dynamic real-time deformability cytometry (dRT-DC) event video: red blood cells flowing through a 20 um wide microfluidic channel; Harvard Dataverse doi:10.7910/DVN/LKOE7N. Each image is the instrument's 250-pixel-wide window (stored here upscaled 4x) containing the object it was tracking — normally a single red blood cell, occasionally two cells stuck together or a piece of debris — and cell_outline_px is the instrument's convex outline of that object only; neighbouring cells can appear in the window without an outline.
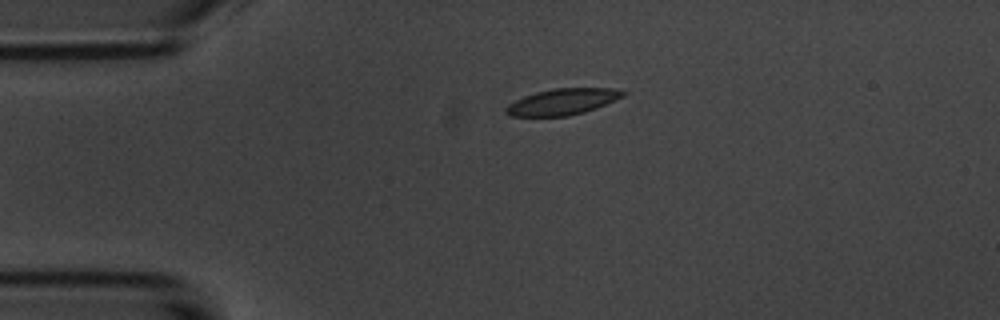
{"species": "common noctule bat (a hibernating species)", "species_latin": "Nyctalus noctula", "temperature_condition": "room temperature", "stored_images_in_passage": 3, "camera_frame_rate_fps": 3000, "um_per_image_px": 0.085, "animal": {"sex": "male", "body_mass_g": 20.1, "forearm_length_mm": 53.5}, "frame": {"image": 1, "passage_image": 2, "time_ms": 1.333, "image_size_px": [1000, 320], "cell_outline_px": [[628, 92], [624, 96], [596, 108], [584, 112], [568, 116], [512, 116], [504, 112], [504, 108], [508, 104], [524, 96], [536, 92], [552, 88], [612, 88]], "centroid_in_image_um": [47.81, 8.64], "position_along_channel_um": 37.2, "area_um2": 17.86}}
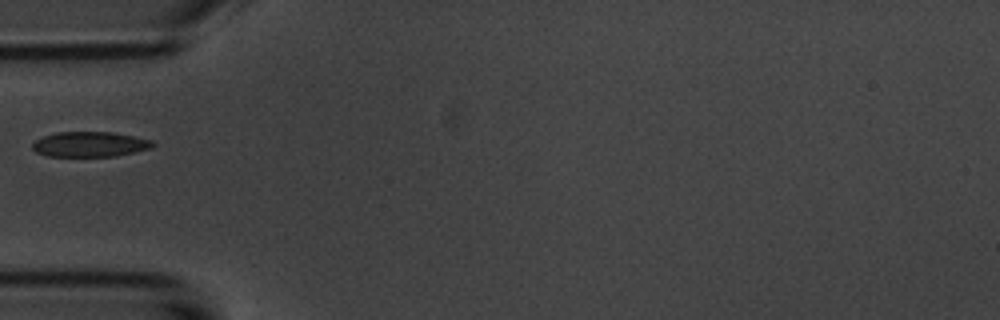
{"frame": {"image": 2, "passage_image": 3, "time_ms": 3.333, "image_size_px": [1000, 320], "cell_outline_px": [[156, 144], [152, 148], [116, 156], [48, 156], [36, 152], [32, 148], [32, 144], [36, 140], [44, 136], [56, 132], [112, 132], [152, 140]], "centroid_in_image_um": [7.65, 12.26], "position_along_channel_um": 77.3, "area_um2": 17.57}}